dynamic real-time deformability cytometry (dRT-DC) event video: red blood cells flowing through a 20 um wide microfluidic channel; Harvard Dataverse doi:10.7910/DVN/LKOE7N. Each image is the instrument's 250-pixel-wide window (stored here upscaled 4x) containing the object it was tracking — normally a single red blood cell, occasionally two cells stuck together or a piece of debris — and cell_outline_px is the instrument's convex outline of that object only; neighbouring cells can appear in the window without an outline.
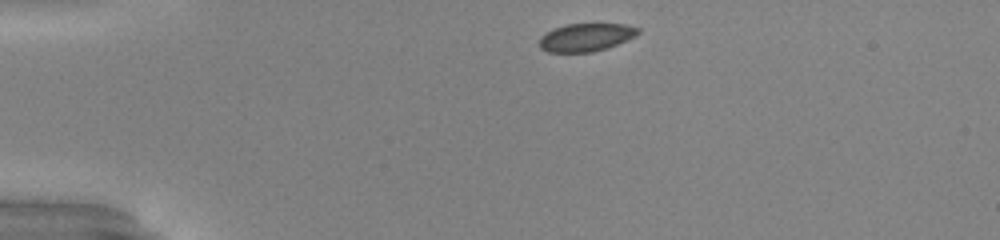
{"species": "common noctule bat (a hibernating species)", "species_latin": "Nyctalus noctula", "temperature_condition": "warm", "stored_images_in_passage": 42, "camera_frame_rate_fps": 3000, "um_per_image_px": 0.085, "animal": {"sex": "male", "body_mass_g": 20.0, "forearm_length_mm": 53.3}, "frame": {"image": 1, "passage_image": 1, "time_ms": 0.0, "image_size_px": [1000, 240], "cell_outline_px": [[640, 32], [636, 36], [616, 44], [592, 52], [548, 52], [540, 48], [540, 36], [552, 28], [568, 24], [624, 24], [640, 28]], "centroid_in_image_um": [49.79, 3.16], "position_along_channel_um": 35.2, "area_um2": 16.01}}
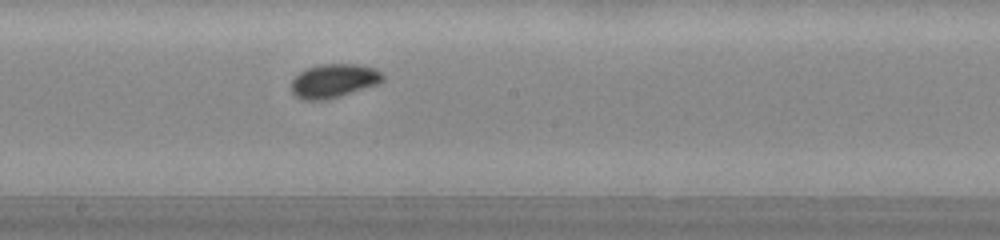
{"frame": {"image": 2, "passage_image": 19, "time_ms": 6.0, "image_size_px": [1000, 240], "cell_outline_px": [[384, 80], [380, 84], [328, 100], [304, 100], [296, 96], [292, 92], [292, 80], [300, 72], [308, 68], [320, 64], [360, 64], [372, 68], [380, 72], [384, 76]], "centroid_in_image_um": [28.4, 6.88], "position_along_channel_um": 219.8, "area_um2": 18.09}}
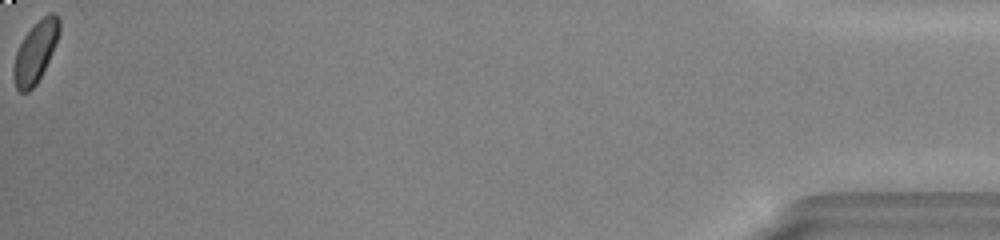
{"frame": {"image": 3, "passage_image": 42, "time_ms": 13.667, "image_size_px": [1000, 240], "cell_outline_px": [[60, 32], [52, 52], [36, 84], [28, 92], [20, 92], [16, 88], [12, 76], [12, 68], [16, 52], [24, 36], [48, 12], [56, 12], [60, 20]], "centroid_in_image_um": [3.0, 4.42], "position_along_channel_um": 432.2, "area_um2": 16.07}, "authors_computed_cell_mechanics": {"area_um2": 16.762, "velocity_mm_per_s": 3.9761, "shape_relaxation_time_tau1_ms": 1.7894, "shape_relaxation_time_tau2_ms": null, "deformation_change_tau1": 0.0702, "deformation_change_tau2": null}}